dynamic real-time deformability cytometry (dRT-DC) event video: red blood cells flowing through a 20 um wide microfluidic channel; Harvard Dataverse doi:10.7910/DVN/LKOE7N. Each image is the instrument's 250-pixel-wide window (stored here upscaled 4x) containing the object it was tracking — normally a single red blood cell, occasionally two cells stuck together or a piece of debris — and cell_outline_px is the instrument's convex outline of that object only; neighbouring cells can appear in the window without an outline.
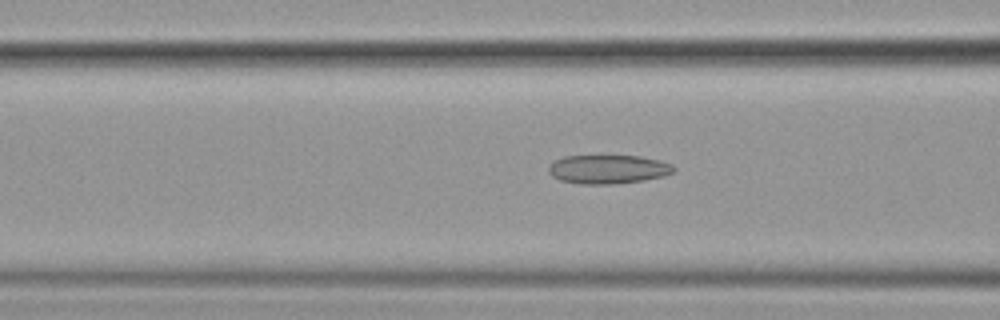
{"species": "common noctule bat (a hibernating species)", "species_latin": "Nyctalus noctula", "temperature_condition": "cold", "stored_images_in_passage": 43, "camera_frame_rate_fps": 3000, "um_per_image_px": 0.085, "animal": {"sex": "female", "body_mass_g": 19.9}, "frame": {"image": 1, "passage_image": 23, "time_ms": 7.333, "image_size_px": [1000, 320], "cell_outline_px": [[676, 168], [672, 172], [664, 176], [644, 180], [612, 184], [580, 184], [560, 180], [552, 176], [548, 172], [548, 168], [556, 160], [564, 156], [640, 156], [672, 164]], "centroid_in_image_um": [51.68, 14.39], "position_along_channel_um": 114.9, "area_um2": 20.87}}
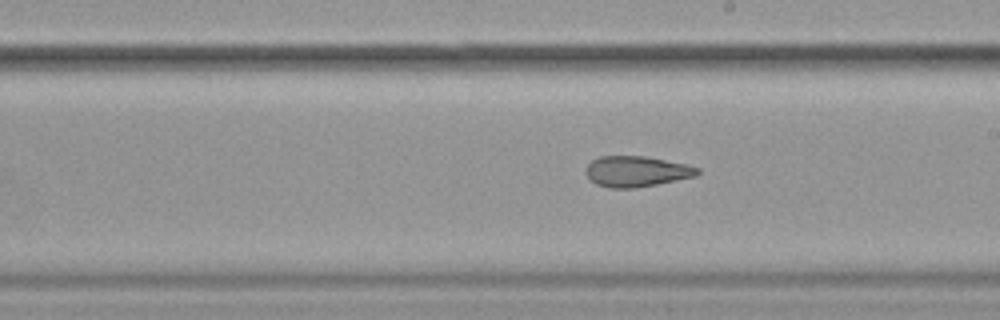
{"frame": {"image": 2, "passage_image": 33, "time_ms": 10.667, "image_size_px": [1000, 320], "cell_outline_px": [[700, 172], [696, 176], [636, 188], [608, 188], [596, 184], [584, 172], [584, 168], [592, 160], [600, 156], [644, 156], [684, 164], [700, 168]], "centroid_in_image_um": [54.06, 14.57], "position_along_channel_um": 234.9, "area_um2": 19.88}}
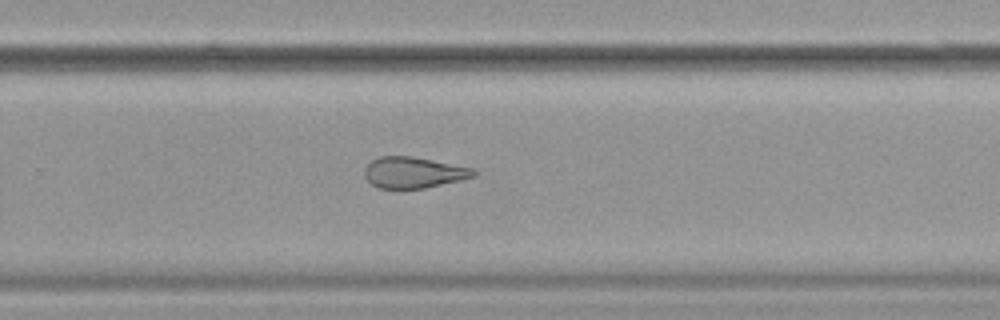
{"frame": {"image": 3, "passage_image": 38, "time_ms": 12.333, "image_size_px": [1000, 320], "cell_outline_px": [[476, 176], [424, 188], [380, 188], [372, 184], [364, 176], [364, 168], [372, 160], [380, 156], [412, 156], [472, 168], [476, 172]], "centroid_in_image_um": [35.12, 14.65], "position_along_channel_um": 294.7, "area_um2": 19.48}}